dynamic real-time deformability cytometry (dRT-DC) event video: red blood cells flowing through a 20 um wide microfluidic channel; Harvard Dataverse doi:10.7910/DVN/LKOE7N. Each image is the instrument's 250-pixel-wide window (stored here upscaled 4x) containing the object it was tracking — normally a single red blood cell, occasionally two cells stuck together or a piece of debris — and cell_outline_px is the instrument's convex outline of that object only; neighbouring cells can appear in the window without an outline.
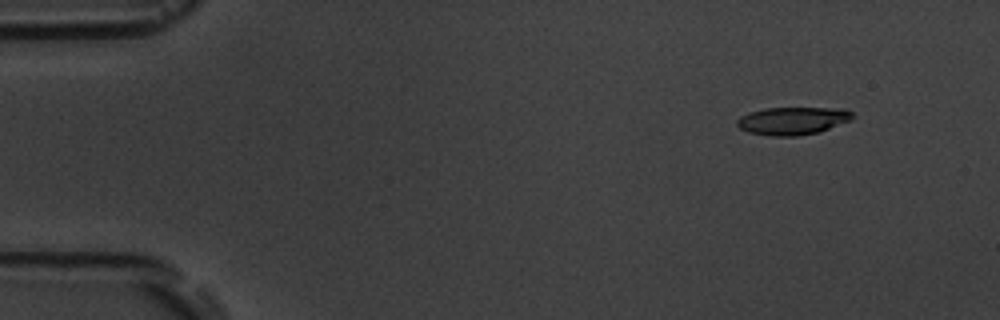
{"species": "common noctule bat (a hibernating species)", "species_latin": "Nyctalus noctula", "temperature_condition": "room temperature", "stored_images_in_passage": 4, "camera_frame_rate_fps": 3000, "um_per_image_px": 0.085, "animal": {"sex": "male", "body_mass_g": 19.5, "forearm_length_mm": 54.6}, "frame": {"image": 1, "passage_image": 1, "time_ms": 0.0, "image_size_px": [1000, 320], "cell_outline_px": [[856, 116], [852, 120], [820, 132], [796, 136], [772, 136], [748, 132], [740, 128], [736, 124], [736, 120], [740, 116], [748, 112], [764, 108], [844, 108], [852, 112]], "centroid_in_image_um": [67.4, 10.26], "position_along_channel_um": 17.6, "area_um2": 18.96}}
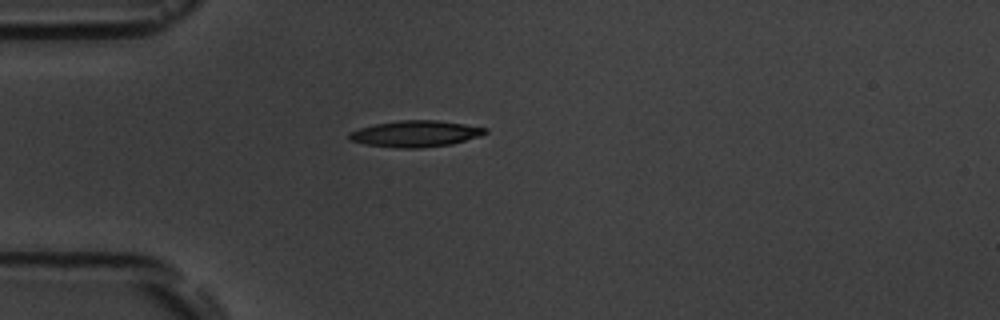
{"frame": {"image": 2, "passage_image": 4, "time_ms": 3.333, "image_size_px": [1000, 320], "cell_outline_px": [[488, 132], [480, 136], [452, 144], [420, 148], [396, 148], [364, 144], [348, 140], [348, 132], [360, 128], [376, 124], [400, 120], [436, 120], [464, 124], [488, 128]], "centroid_in_image_um": [35.3, 11.37], "position_along_channel_um": 49.7, "area_um2": 20.92}}